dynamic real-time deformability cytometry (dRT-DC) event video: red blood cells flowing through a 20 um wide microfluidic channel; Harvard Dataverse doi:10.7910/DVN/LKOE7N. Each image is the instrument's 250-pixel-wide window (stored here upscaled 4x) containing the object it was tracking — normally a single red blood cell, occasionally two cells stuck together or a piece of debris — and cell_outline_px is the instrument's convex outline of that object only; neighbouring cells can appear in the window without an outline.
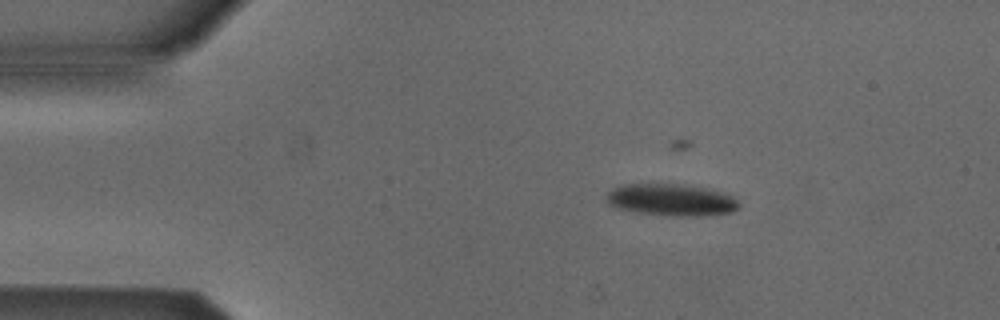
{"species": "Egyptian fruit bat (a non-hibernating species)", "species_latin": "Rousettus aegyptiacus", "temperature_condition": "cold", "stored_images_in_passage": 2, "camera_frame_rate_fps": 3000, "um_per_image_px": 0.085, "animal": {"sex": "male"}, "frame": {"image": 1, "passage_image": 1, "time_ms": 0.0, "image_size_px": [1000, 320], "cell_outline_px": [[740, 204], [736, 208], [728, 212], [692, 216], [668, 216], [640, 212], [620, 208], [608, 204], [608, 192], [612, 188], [624, 184], [676, 184], [708, 188], [724, 192], [732, 196]], "centroid_in_image_um": [57.05, 16.97], "position_along_channel_um": 27.9, "area_um2": 24.22}}